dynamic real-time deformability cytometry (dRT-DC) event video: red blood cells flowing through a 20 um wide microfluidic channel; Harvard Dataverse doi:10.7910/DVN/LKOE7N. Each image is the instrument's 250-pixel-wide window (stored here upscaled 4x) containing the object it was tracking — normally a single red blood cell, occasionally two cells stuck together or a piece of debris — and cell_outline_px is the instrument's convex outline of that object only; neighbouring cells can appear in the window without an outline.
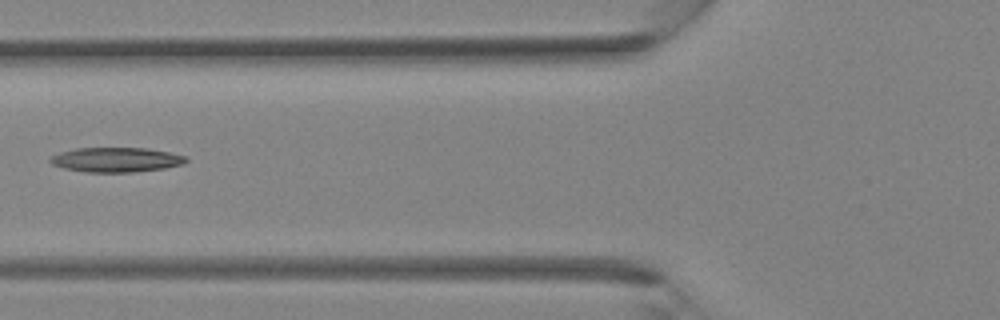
{"species": "Egyptian fruit bat (a non-hibernating species)", "species_latin": "Rousettus aegyptiacus", "temperature_condition": "room temperature", "stored_images_in_passage": 26, "camera_frame_rate_fps": 3000, "um_per_image_px": 0.085, "animal": {"sex": "female"}, "frame": {"image": 1, "passage_image": 5, "time_ms": 1.333, "image_size_px": [1000, 320], "cell_outline_px": [[188, 160], [184, 164], [164, 168], [132, 172], [84, 172], [64, 168], [52, 164], [48, 160], [52, 156], [60, 152], [76, 148], [148, 148], [188, 156]], "centroid_in_image_um": [9.89, 13.57], "position_along_channel_um": 115.9, "area_um2": 19.54}}